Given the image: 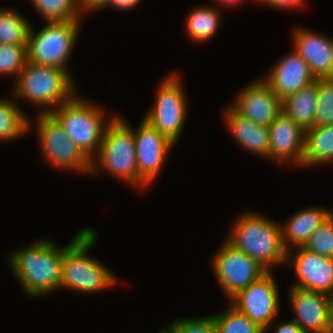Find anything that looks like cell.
<instances>
[{"mask_svg":"<svg viewBox=\"0 0 333 333\" xmlns=\"http://www.w3.org/2000/svg\"><path fill=\"white\" fill-rule=\"evenodd\" d=\"M55 244L42 238L30 246L14 250L9 256L8 264L27 296L49 295L60 287L63 250L68 244L61 249Z\"/></svg>","mask_w":333,"mask_h":333,"instance_id":"6da1fadb","label":"cell"},{"mask_svg":"<svg viewBox=\"0 0 333 333\" xmlns=\"http://www.w3.org/2000/svg\"><path fill=\"white\" fill-rule=\"evenodd\" d=\"M231 230L226 240L267 272L272 271V266L286 264L287 250L283 245L280 223L250 211L238 216Z\"/></svg>","mask_w":333,"mask_h":333,"instance_id":"7a4b0ae2","label":"cell"},{"mask_svg":"<svg viewBox=\"0 0 333 333\" xmlns=\"http://www.w3.org/2000/svg\"><path fill=\"white\" fill-rule=\"evenodd\" d=\"M63 250L60 287L81 292H97L117 283V278L99 260L88 256L97 241L94 229H81Z\"/></svg>","mask_w":333,"mask_h":333,"instance_id":"3957f363","label":"cell"},{"mask_svg":"<svg viewBox=\"0 0 333 333\" xmlns=\"http://www.w3.org/2000/svg\"><path fill=\"white\" fill-rule=\"evenodd\" d=\"M74 78L63 69L26 62L14 81L13 97L36 104L40 114L51 113L76 93ZM53 108V109H52Z\"/></svg>","mask_w":333,"mask_h":333,"instance_id":"277c9868","label":"cell"},{"mask_svg":"<svg viewBox=\"0 0 333 333\" xmlns=\"http://www.w3.org/2000/svg\"><path fill=\"white\" fill-rule=\"evenodd\" d=\"M91 164L92 176L96 175L101 167L103 171L107 170L109 175L121 179L133 189L135 187L143 189L148 186L137 175L134 131L119 115L107 126L99 152Z\"/></svg>","mask_w":333,"mask_h":333,"instance_id":"5b68a950","label":"cell"},{"mask_svg":"<svg viewBox=\"0 0 333 333\" xmlns=\"http://www.w3.org/2000/svg\"><path fill=\"white\" fill-rule=\"evenodd\" d=\"M83 99L74 95L50 114L64 128L69 139L92 161L99 152L107 126L117 114L107 121L104 108Z\"/></svg>","mask_w":333,"mask_h":333,"instance_id":"8992f818","label":"cell"},{"mask_svg":"<svg viewBox=\"0 0 333 333\" xmlns=\"http://www.w3.org/2000/svg\"><path fill=\"white\" fill-rule=\"evenodd\" d=\"M80 21H46L47 24L36 33L31 26L27 40V62L69 72L67 63L79 38Z\"/></svg>","mask_w":333,"mask_h":333,"instance_id":"52a82bcc","label":"cell"},{"mask_svg":"<svg viewBox=\"0 0 333 333\" xmlns=\"http://www.w3.org/2000/svg\"><path fill=\"white\" fill-rule=\"evenodd\" d=\"M36 129L43 159L57 169L91 173V160L72 142L64 128L50 114L38 113Z\"/></svg>","mask_w":333,"mask_h":333,"instance_id":"ba28073f","label":"cell"},{"mask_svg":"<svg viewBox=\"0 0 333 333\" xmlns=\"http://www.w3.org/2000/svg\"><path fill=\"white\" fill-rule=\"evenodd\" d=\"M179 77L172 73L162 81L155 105L144 115L146 121L174 144L181 135L187 114V99Z\"/></svg>","mask_w":333,"mask_h":333,"instance_id":"9c48e42d","label":"cell"},{"mask_svg":"<svg viewBox=\"0 0 333 333\" xmlns=\"http://www.w3.org/2000/svg\"><path fill=\"white\" fill-rule=\"evenodd\" d=\"M212 268L229 300L267 272L259 263L235 248L226 239L213 257Z\"/></svg>","mask_w":333,"mask_h":333,"instance_id":"30bf717a","label":"cell"},{"mask_svg":"<svg viewBox=\"0 0 333 333\" xmlns=\"http://www.w3.org/2000/svg\"><path fill=\"white\" fill-rule=\"evenodd\" d=\"M274 279L272 271L266 272L230 300L232 306L259 325L264 333L273 327L279 312V288Z\"/></svg>","mask_w":333,"mask_h":333,"instance_id":"8fae6325","label":"cell"},{"mask_svg":"<svg viewBox=\"0 0 333 333\" xmlns=\"http://www.w3.org/2000/svg\"><path fill=\"white\" fill-rule=\"evenodd\" d=\"M287 251L286 264L294 267L297 282L292 287L321 292L333 297V258L297 247Z\"/></svg>","mask_w":333,"mask_h":333,"instance_id":"7c38bea8","label":"cell"},{"mask_svg":"<svg viewBox=\"0 0 333 333\" xmlns=\"http://www.w3.org/2000/svg\"><path fill=\"white\" fill-rule=\"evenodd\" d=\"M137 175L150 185L158 177L167 154L175 146L144 118L134 130Z\"/></svg>","mask_w":333,"mask_h":333,"instance_id":"4fadbf2b","label":"cell"},{"mask_svg":"<svg viewBox=\"0 0 333 333\" xmlns=\"http://www.w3.org/2000/svg\"><path fill=\"white\" fill-rule=\"evenodd\" d=\"M240 91L229 106L254 123L268 127L282 112V100L262 78L251 81Z\"/></svg>","mask_w":333,"mask_h":333,"instance_id":"5bb4252c","label":"cell"},{"mask_svg":"<svg viewBox=\"0 0 333 333\" xmlns=\"http://www.w3.org/2000/svg\"><path fill=\"white\" fill-rule=\"evenodd\" d=\"M289 295L295 313L292 320L304 333L330 332L332 296L292 286Z\"/></svg>","mask_w":333,"mask_h":333,"instance_id":"9a60e30c","label":"cell"},{"mask_svg":"<svg viewBox=\"0 0 333 333\" xmlns=\"http://www.w3.org/2000/svg\"><path fill=\"white\" fill-rule=\"evenodd\" d=\"M269 130V160L300 167L304 154L305 131L281 112ZM287 162V163H286ZM294 163V164H293Z\"/></svg>","mask_w":333,"mask_h":333,"instance_id":"2e32d148","label":"cell"},{"mask_svg":"<svg viewBox=\"0 0 333 333\" xmlns=\"http://www.w3.org/2000/svg\"><path fill=\"white\" fill-rule=\"evenodd\" d=\"M293 31V49L315 78L333 77V39L306 28Z\"/></svg>","mask_w":333,"mask_h":333,"instance_id":"e0dca14e","label":"cell"},{"mask_svg":"<svg viewBox=\"0 0 333 333\" xmlns=\"http://www.w3.org/2000/svg\"><path fill=\"white\" fill-rule=\"evenodd\" d=\"M277 62L262 79L281 100L316 80L306 62L294 50Z\"/></svg>","mask_w":333,"mask_h":333,"instance_id":"ac0fdd59","label":"cell"},{"mask_svg":"<svg viewBox=\"0 0 333 333\" xmlns=\"http://www.w3.org/2000/svg\"><path fill=\"white\" fill-rule=\"evenodd\" d=\"M227 107L223 112V119L233 139L244 149L268 159L270 140L268 127L254 123L237 113L231 106Z\"/></svg>","mask_w":333,"mask_h":333,"instance_id":"d6986e66","label":"cell"},{"mask_svg":"<svg viewBox=\"0 0 333 333\" xmlns=\"http://www.w3.org/2000/svg\"><path fill=\"white\" fill-rule=\"evenodd\" d=\"M332 214L333 212L319 207H306L294 213L285 225H281L284 248L289 251L294 249L292 246L303 247L311 234Z\"/></svg>","mask_w":333,"mask_h":333,"instance_id":"ffe728a7","label":"cell"},{"mask_svg":"<svg viewBox=\"0 0 333 333\" xmlns=\"http://www.w3.org/2000/svg\"><path fill=\"white\" fill-rule=\"evenodd\" d=\"M317 78L299 92L282 100V112L304 131L314 127L317 109Z\"/></svg>","mask_w":333,"mask_h":333,"instance_id":"44dd1931","label":"cell"},{"mask_svg":"<svg viewBox=\"0 0 333 333\" xmlns=\"http://www.w3.org/2000/svg\"><path fill=\"white\" fill-rule=\"evenodd\" d=\"M333 162V124L312 127L305 131L302 167Z\"/></svg>","mask_w":333,"mask_h":333,"instance_id":"7402d4cb","label":"cell"},{"mask_svg":"<svg viewBox=\"0 0 333 333\" xmlns=\"http://www.w3.org/2000/svg\"><path fill=\"white\" fill-rule=\"evenodd\" d=\"M187 16L186 32L195 42H205L213 38L221 21L218 9L211 6L196 7Z\"/></svg>","mask_w":333,"mask_h":333,"instance_id":"603a6c76","label":"cell"},{"mask_svg":"<svg viewBox=\"0 0 333 333\" xmlns=\"http://www.w3.org/2000/svg\"><path fill=\"white\" fill-rule=\"evenodd\" d=\"M16 102L0 98V140H15L30 129V120Z\"/></svg>","mask_w":333,"mask_h":333,"instance_id":"cb8c5ba5","label":"cell"},{"mask_svg":"<svg viewBox=\"0 0 333 333\" xmlns=\"http://www.w3.org/2000/svg\"><path fill=\"white\" fill-rule=\"evenodd\" d=\"M14 10L0 8V44L27 45L31 24Z\"/></svg>","mask_w":333,"mask_h":333,"instance_id":"d4e9b609","label":"cell"},{"mask_svg":"<svg viewBox=\"0 0 333 333\" xmlns=\"http://www.w3.org/2000/svg\"><path fill=\"white\" fill-rule=\"evenodd\" d=\"M30 2L46 21L83 19L79 0H30Z\"/></svg>","mask_w":333,"mask_h":333,"instance_id":"484cf974","label":"cell"},{"mask_svg":"<svg viewBox=\"0 0 333 333\" xmlns=\"http://www.w3.org/2000/svg\"><path fill=\"white\" fill-rule=\"evenodd\" d=\"M212 316L217 333H264L259 325L232 305L227 310Z\"/></svg>","mask_w":333,"mask_h":333,"instance_id":"4316f807","label":"cell"},{"mask_svg":"<svg viewBox=\"0 0 333 333\" xmlns=\"http://www.w3.org/2000/svg\"><path fill=\"white\" fill-rule=\"evenodd\" d=\"M27 62V45L0 44V77L15 81Z\"/></svg>","mask_w":333,"mask_h":333,"instance_id":"83f0119b","label":"cell"},{"mask_svg":"<svg viewBox=\"0 0 333 333\" xmlns=\"http://www.w3.org/2000/svg\"><path fill=\"white\" fill-rule=\"evenodd\" d=\"M317 109L314 127L333 124V77L317 78Z\"/></svg>","mask_w":333,"mask_h":333,"instance_id":"f1b7e54d","label":"cell"},{"mask_svg":"<svg viewBox=\"0 0 333 333\" xmlns=\"http://www.w3.org/2000/svg\"><path fill=\"white\" fill-rule=\"evenodd\" d=\"M303 248L333 258V214L311 234Z\"/></svg>","mask_w":333,"mask_h":333,"instance_id":"f546056e","label":"cell"},{"mask_svg":"<svg viewBox=\"0 0 333 333\" xmlns=\"http://www.w3.org/2000/svg\"><path fill=\"white\" fill-rule=\"evenodd\" d=\"M158 333H217L213 316L201 318H181L169 324Z\"/></svg>","mask_w":333,"mask_h":333,"instance_id":"4dcf8cb0","label":"cell"},{"mask_svg":"<svg viewBox=\"0 0 333 333\" xmlns=\"http://www.w3.org/2000/svg\"><path fill=\"white\" fill-rule=\"evenodd\" d=\"M109 1L110 0H79V3L83 14H86L91 11L100 12V10H103Z\"/></svg>","mask_w":333,"mask_h":333,"instance_id":"1f68e13d","label":"cell"},{"mask_svg":"<svg viewBox=\"0 0 333 333\" xmlns=\"http://www.w3.org/2000/svg\"><path fill=\"white\" fill-rule=\"evenodd\" d=\"M305 0H268L265 4L278 9L300 8Z\"/></svg>","mask_w":333,"mask_h":333,"instance_id":"d6a6232c","label":"cell"},{"mask_svg":"<svg viewBox=\"0 0 333 333\" xmlns=\"http://www.w3.org/2000/svg\"><path fill=\"white\" fill-rule=\"evenodd\" d=\"M274 333H304L303 330L293 320L275 324Z\"/></svg>","mask_w":333,"mask_h":333,"instance_id":"836d02e7","label":"cell"},{"mask_svg":"<svg viewBox=\"0 0 333 333\" xmlns=\"http://www.w3.org/2000/svg\"><path fill=\"white\" fill-rule=\"evenodd\" d=\"M141 0H110L108 4L104 7L113 6L114 8H117V10H129L133 9V7H136Z\"/></svg>","mask_w":333,"mask_h":333,"instance_id":"e575fe53","label":"cell"},{"mask_svg":"<svg viewBox=\"0 0 333 333\" xmlns=\"http://www.w3.org/2000/svg\"><path fill=\"white\" fill-rule=\"evenodd\" d=\"M216 2H220L219 4H224V6H231V5H236V4H238V3H242V0H217Z\"/></svg>","mask_w":333,"mask_h":333,"instance_id":"d590c367","label":"cell"},{"mask_svg":"<svg viewBox=\"0 0 333 333\" xmlns=\"http://www.w3.org/2000/svg\"><path fill=\"white\" fill-rule=\"evenodd\" d=\"M333 333V299L331 302V318H330V332Z\"/></svg>","mask_w":333,"mask_h":333,"instance_id":"8d00e7d4","label":"cell"},{"mask_svg":"<svg viewBox=\"0 0 333 333\" xmlns=\"http://www.w3.org/2000/svg\"><path fill=\"white\" fill-rule=\"evenodd\" d=\"M257 1H259V3H264V5H265V3L268 1V0H257Z\"/></svg>","mask_w":333,"mask_h":333,"instance_id":"74e56055","label":"cell"}]
</instances>
